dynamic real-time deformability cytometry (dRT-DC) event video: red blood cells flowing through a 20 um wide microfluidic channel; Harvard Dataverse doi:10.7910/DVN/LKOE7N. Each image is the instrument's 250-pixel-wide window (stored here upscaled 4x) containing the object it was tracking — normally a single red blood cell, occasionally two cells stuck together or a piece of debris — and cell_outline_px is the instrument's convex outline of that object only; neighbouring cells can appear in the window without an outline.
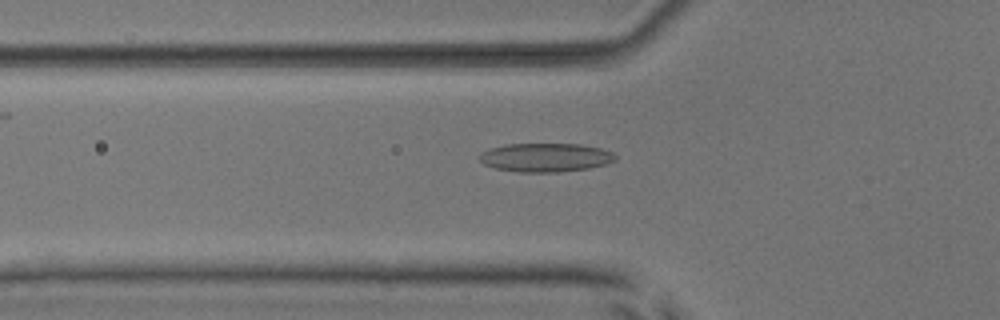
{"species": "common noctule bat (a hibernating species)", "species_latin": "Nyctalus noctula", "temperature_condition": "room temperature", "stored_images_in_passage": 53, "camera_frame_rate_fps": 3000, "um_per_image_px": 0.085, "animal": {"sex": "male", "body_mass_g": 17.9, "forearm_length_mm": 54.2}, "frame": {"image": 1, "passage_image": 19, "time_ms": 6.0, "image_size_px": [1000, 320], "cell_outline_px": [[616, 160], [604, 164], [588, 168], [560, 172], [520, 172], [496, 168], [484, 164], [480, 160], [480, 152], [488, 148], [508, 144], [580, 144], [600, 148], [612, 152], [616, 156]], "centroid_in_image_um": [46.35, 13.38], "position_along_channel_um": 79.4, "area_um2": 22.66}}
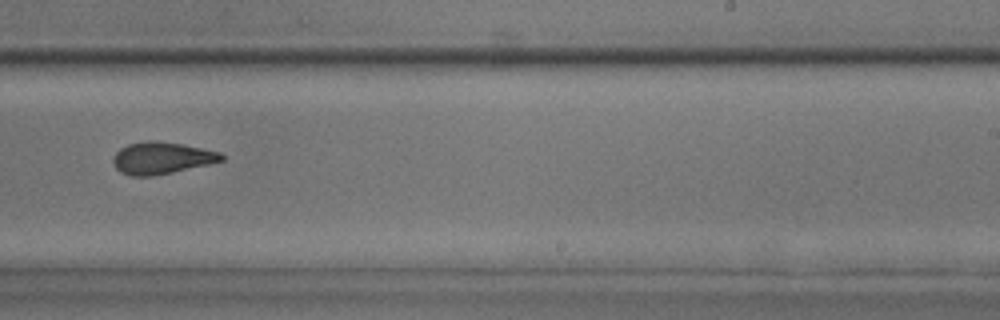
{"frame": {"image": 2, "passage_image": 34, "time_ms": 11.0, "image_size_px": [1000, 320], "cell_outline_px": [[224, 160], [208, 164], [172, 172], [152, 176], [132, 176], [120, 172], [116, 168], [112, 160], [112, 156], [120, 148], [128, 144], [148, 140], [152, 140], [180, 144], [220, 152], [224, 156]], "centroid_in_image_um": [13.69, 13.43], "position_along_channel_um": 275.3, "area_um2": 20.0}}
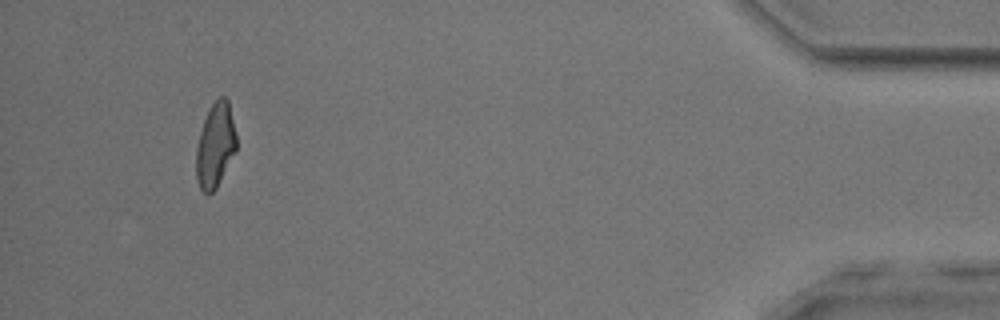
{"frame": {"image": 3, "passage_image": 50, "time_ms": 16.333, "image_size_px": [1000, 320], "cell_outline_px": [[236, 148], [216, 188], [208, 196], [200, 188], [196, 180], [196, 148], [200, 132], [204, 120], [212, 104], [220, 96], [224, 96], [228, 100], [236, 132]], "centroid_in_image_um": [18.29, 12.36], "position_along_channel_um": 416.9, "area_um2": 19.54}, "authors_computed_cell_mechanics": {"area_um2": 20.6924, "velocity_mm_per_s": 3.9157, "shape_relaxation_time_tau1_ms": null, "shape_relaxation_time_tau2_ms": 2.3034, "deformation_change_tau1": null, "deformation_change_tau2": 0.1005}}